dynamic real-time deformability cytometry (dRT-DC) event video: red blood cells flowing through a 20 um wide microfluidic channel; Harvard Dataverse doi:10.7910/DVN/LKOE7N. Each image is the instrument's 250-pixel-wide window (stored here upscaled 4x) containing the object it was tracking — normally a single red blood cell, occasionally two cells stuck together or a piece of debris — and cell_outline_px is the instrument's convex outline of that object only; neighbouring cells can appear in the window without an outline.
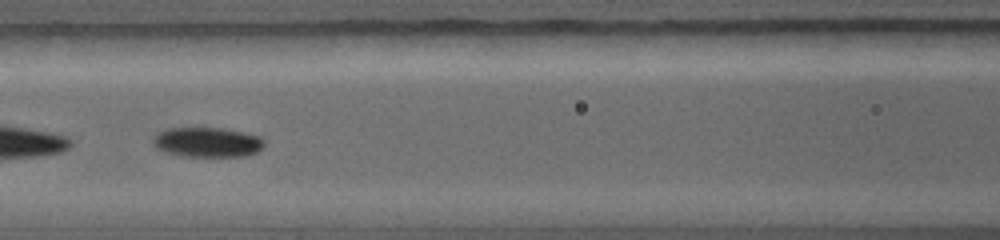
{"species": "common noctule bat (a hibernating species)", "species_latin": "Nyctalus noctula", "temperature_condition": "warm", "stored_images_in_passage": 20, "camera_frame_rate_fps": 5000, "um_per_image_px": 0.085, "animal": {"sex": "female", "body_mass_g": 19.0, "forearm_length_mm": 56.7}, "frame": {"image": 1, "passage_image": 6, "time_ms": 2.2, "image_size_px": [1000, 240], "cell_outline_px": [[264, 144], [256, 152], [244, 156], [180, 156], [156, 148], [152, 144], [152, 136], [156, 132], [164, 128], [224, 128], [244, 132], [260, 136], [264, 140]], "centroid_in_image_um": [17.57, 12.07], "position_along_channel_um": 149.0, "area_um2": 19.48}}
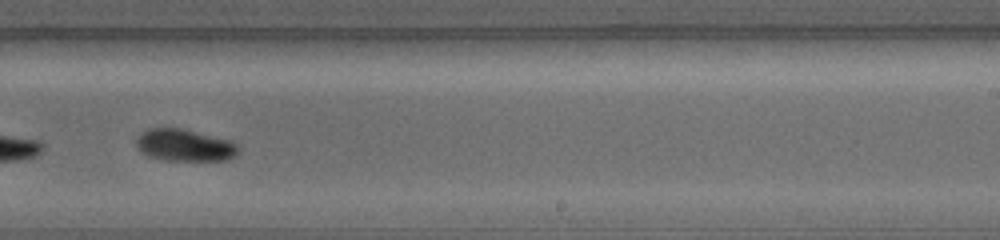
{"frame": {"image": 2, "passage_image": 12, "time_ms": 4.8, "image_size_px": [1000, 240], "cell_outline_px": [[240, 152], [236, 156], [228, 160], [164, 160], [148, 156], [140, 152], [136, 148], [136, 140], [140, 132], [148, 128], [184, 128], [232, 140], [240, 148]], "centroid_in_image_um": [15.71, 12.33], "position_along_channel_um": 273.3, "area_um2": 19.54}}